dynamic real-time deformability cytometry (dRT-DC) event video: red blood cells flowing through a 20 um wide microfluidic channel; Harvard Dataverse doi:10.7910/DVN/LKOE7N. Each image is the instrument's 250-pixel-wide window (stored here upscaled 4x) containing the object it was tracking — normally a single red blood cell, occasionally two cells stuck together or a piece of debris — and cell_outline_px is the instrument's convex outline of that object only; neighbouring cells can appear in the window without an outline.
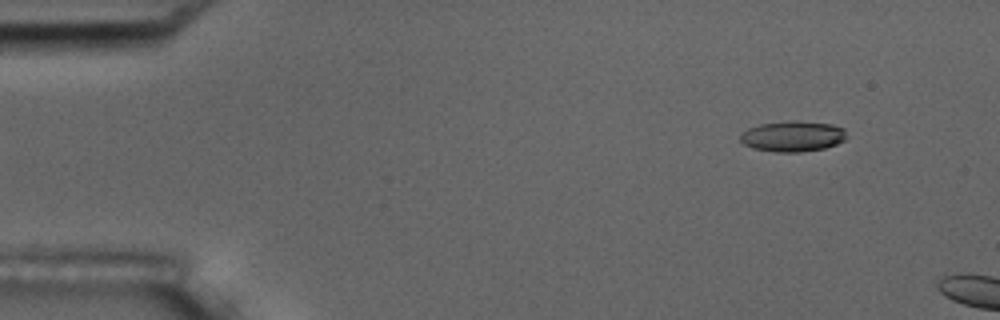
{"species": "common noctule bat (a hibernating species)", "species_latin": "Nyctalus noctula", "temperature_condition": "room temperature", "stored_images_in_passage": 6, "segment_of_instrument_passage": [2, 2], "camera_frame_rate_fps": 3000, "um_per_image_px": 0.085, "animal": {"sex": "male", "body_mass_g": 17.5, "forearm_length_mm": 52.3}, "frame": {"image": 1, "passage_image": 6, "time_ms": 6.667, "image_size_px": [1000, 320], "cell_outline_px": [[848, 136], [844, 140], [836, 144], [824, 148], [800, 152], [776, 152], [752, 148], [744, 144], [740, 140], [740, 136], [748, 128], [760, 124], [792, 120], [796, 120], [832, 124], [844, 128]], "centroid_in_image_um": [67.4, 11.58], "position_along_channel_um": 17.6, "area_um2": 19.07}}